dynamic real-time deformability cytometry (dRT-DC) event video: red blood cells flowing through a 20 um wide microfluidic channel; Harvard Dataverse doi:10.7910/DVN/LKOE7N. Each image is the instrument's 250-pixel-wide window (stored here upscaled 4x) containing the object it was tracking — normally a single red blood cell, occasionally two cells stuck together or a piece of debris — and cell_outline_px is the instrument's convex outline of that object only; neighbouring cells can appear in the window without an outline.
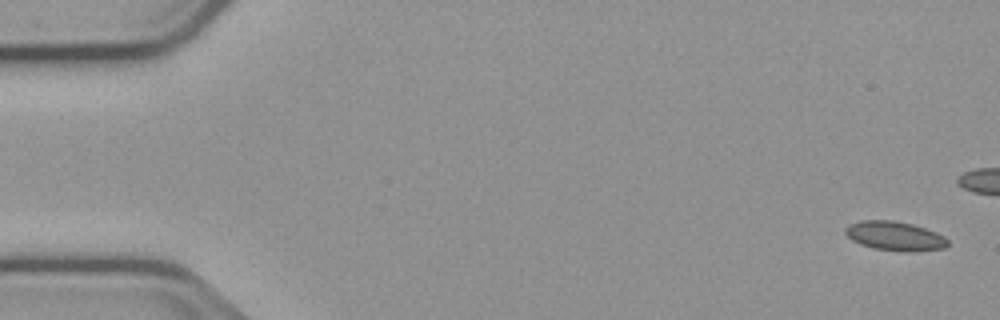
{"species": "common noctule bat (a hibernating species)", "species_latin": "Nyctalus noctula", "temperature_condition": "cold", "stored_images_in_passage": 55, "camera_frame_rate_fps": 3000, "um_per_image_px": 0.085, "animal": {"sex": "male", "body_mass_g": 23.1, "forearm_length_mm": 52.7}, "frame": {"image": 1, "passage_image": 1, "time_ms": 0.0, "image_size_px": [1000, 320], "cell_outline_px": [[948, 244], [944, 248], [908, 252], [904, 252], [872, 248], [860, 244], [852, 240], [844, 232], [844, 228], [848, 224], [860, 220], [892, 220], [912, 224], [936, 232], [944, 236], [948, 240]], "centroid_in_image_um": [76.03, 20.06], "position_along_channel_um": 9.0, "area_um2": 17.51}}
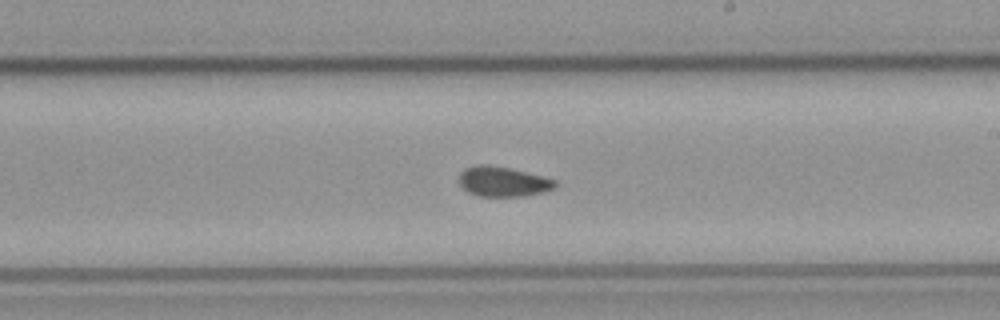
{"frame": {"image": 2, "passage_image": 31, "time_ms": 10.0, "image_size_px": [1000, 320], "cell_outline_px": [[556, 188], [544, 192], [524, 196], [480, 196], [468, 192], [460, 184], [460, 172], [464, 168], [476, 164], [484, 164], [508, 168], [556, 180]], "centroid_in_image_um": [42.74, 15.44], "position_along_channel_um": 246.3, "area_um2": 16.59}}
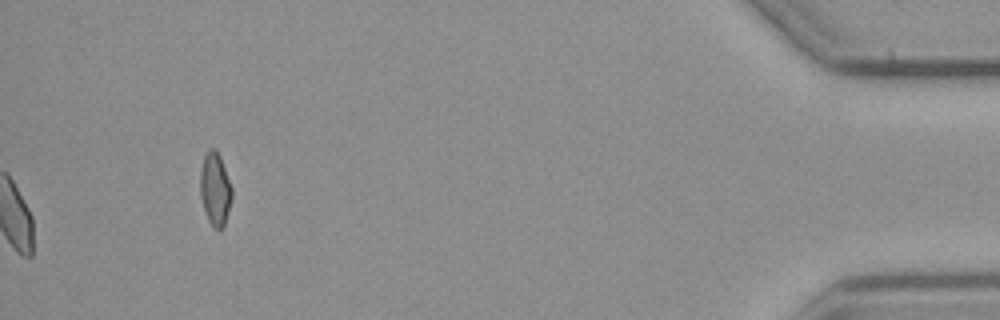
{"frame": {"image": 3, "passage_image": 55, "time_ms": 18.0, "image_size_px": [1000, 320], "cell_outline_px": [[232, 196], [224, 224], [220, 228], [216, 228], [208, 220], [200, 196], [200, 172], [204, 156], [208, 148], [216, 148], [220, 156], [232, 188]], "centroid_in_image_um": [18.27, 16.0], "position_along_channel_um": 416.9, "area_um2": 13.24}, "authors_computed_cell_mechanics": {"area_um2": 16.8198, "velocity_mm_per_s": 3.7418, "shape_relaxation_time_tau1_ms": null, "shape_relaxation_time_tau2_ms": 2.1803, "deformation_change_tau1": null, "deformation_change_tau2": 0.0393}}